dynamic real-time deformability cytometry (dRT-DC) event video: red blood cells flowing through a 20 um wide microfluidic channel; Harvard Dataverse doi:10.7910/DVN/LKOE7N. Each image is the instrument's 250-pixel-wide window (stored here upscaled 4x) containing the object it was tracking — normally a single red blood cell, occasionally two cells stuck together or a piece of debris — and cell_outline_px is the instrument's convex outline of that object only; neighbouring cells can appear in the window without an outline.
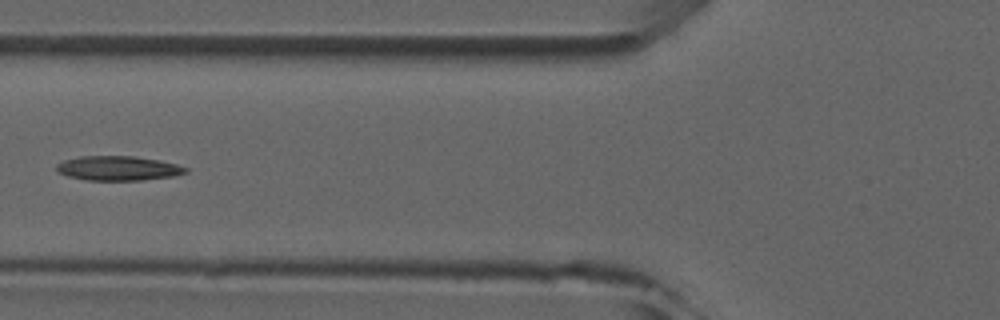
{"species": "common noctule bat (a hibernating species)", "species_latin": "Nyctalus noctula", "temperature_condition": "room temperature", "stored_images_in_passage": 7, "camera_frame_rate_fps": 3000, "um_per_image_px": 0.085, "animal": {"sex": "male", "forearm_length_mm": 52.5}, "frame": {"image": 1, "passage_image": 6, "time_ms": 6.0, "image_size_px": [1000, 320], "cell_outline_px": [[188, 172], [176, 176], [140, 180], [84, 180], [68, 176], [56, 172], [56, 164], [64, 160], [80, 156], [132, 156], [160, 160], [176, 164], [188, 168]], "centroid_in_image_um": [10.03, 14.3], "position_along_channel_um": 115.8, "area_um2": 18.55}}
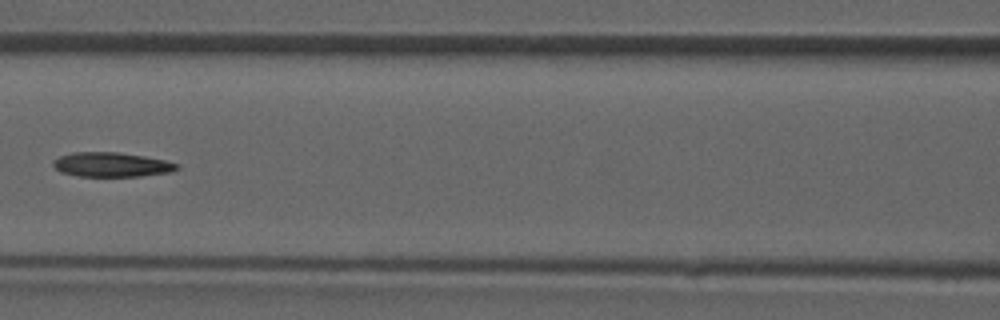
{"frame": {"image": 2, "passage_image": 7, "time_ms": 7.0, "image_size_px": [1000, 320], "cell_outline_px": [[180, 168], [168, 172], [140, 176], [76, 176], [60, 172], [52, 164], [52, 160], [60, 156], [72, 152], [120, 152], [144, 156], [164, 160], [180, 164]], "centroid_in_image_um": [9.46, 13.99], "position_along_channel_um": 157.1, "area_um2": 17.69}}